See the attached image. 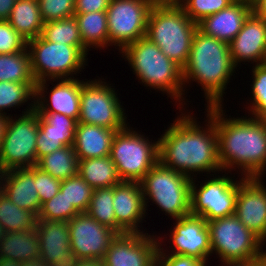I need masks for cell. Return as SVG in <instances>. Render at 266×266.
Listing matches in <instances>:
<instances>
[{"instance_id":"cell-45","label":"cell","mask_w":266,"mask_h":266,"mask_svg":"<svg viewBox=\"0 0 266 266\" xmlns=\"http://www.w3.org/2000/svg\"><path fill=\"white\" fill-rule=\"evenodd\" d=\"M111 0H75V13L106 11Z\"/></svg>"},{"instance_id":"cell-56","label":"cell","mask_w":266,"mask_h":266,"mask_svg":"<svg viewBox=\"0 0 266 266\" xmlns=\"http://www.w3.org/2000/svg\"><path fill=\"white\" fill-rule=\"evenodd\" d=\"M3 235H4V231H3L2 226H1V224H0V241H1L2 238H3Z\"/></svg>"},{"instance_id":"cell-48","label":"cell","mask_w":266,"mask_h":266,"mask_svg":"<svg viewBox=\"0 0 266 266\" xmlns=\"http://www.w3.org/2000/svg\"><path fill=\"white\" fill-rule=\"evenodd\" d=\"M77 266H104V262L99 259H80Z\"/></svg>"},{"instance_id":"cell-3","label":"cell","mask_w":266,"mask_h":266,"mask_svg":"<svg viewBox=\"0 0 266 266\" xmlns=\"http://www.w3.org/2000/svg\"><path fill=\"white\" fill-rule=\"evenodd\" d=\"M229 44L196 30L187 64L182 69L183 84L198 82L207 99V106L222 105L227 83L235 71Z\"/></svg>"},{"instance_id":"cell-49","label":"cell","mask_w":266,"mask_h":266,"mask_svg":"<svg viewBox=\"0 0 266 266\" xmlns=\"http://www.w3.org/2000/svg\"><path fill=\"white\" fill-rule=\"evenodd\" d=\"M152 6L180 5V0H147Z\"/></svg>"},{"instance_id":"cell-17","label":"cell","mask_w":266,"mask_h":266,"mask_svg":"<svg viewBox=\"0 0 266 266\" xmlns=\"http://www.w3.org/2000/svg\"><path fill=\"white\" fill-rule=\"evenodd\" d=\"M40 258L49 266H77L80 260L70 245L67 221L38 219Z\"/></svg>"},{"instance_id":"cell-51","label":"cell","mask_w":266,"mask_h":266,"mask_svg":"<svg viewBox=\"0 0 266 266\" xmlns=\"http://www.w3.org/2000/svg\"><path fill=\"white\" fill-rule=\"evenodd\" d=\"M257 259H251L246 261H225L224 266H251V264Z\"/></svg>"},{"instance_id":"cell-35","label":"cell","mask_w":266,"mask_h":266,"mask_svg":"<svg viewBox=\"0 0 266 266\" xmlns=\"http://www.w3.org/2000/svg\"><path fill=\"white\" fill-rule=\"evenodd\" d=\"M33 97L35 91L26 83L0 82V114L6 115L5 109L20 106Z\"/></svg>"},{"instance_id":"cell-20","label":"cell","mask_w":266,"mask_h":266,"mask_svg":"<svg viewBox=\"0 0 266 266\" xmlns=\"http://www.w3.org/2000/svg\"><path fill=\"white\" fill-rule=\"evenodd\" d=\"M113 207L116 217V232L143 233L139 223L145 216L144 197L140 182L122 181L113 186Z\"/></svg>"},{"instance_id":"cell-14","label":"cell","mask_w":266,"mask_h":266,"mask_svg":"<svg viewBox=\"0 0 266 266\" xmlns=\"http://www.w3.org/2000/svg\"><path fill=\"white\" fill-rule=\"evenodd\" d=\"M72 251L79 259L103 260L118 233L93 219L88 213H78L69 222Z\"/></svg>"},{"instance_id":"cell-12","label":"cell","mask_w":266,"mask_h":266,"mask_svg":"<svg viewBox=\"0 0 266 266\" xmlns=\"http://www.w3.org/2000/svg\"><path fill=\"white\" fill-rule=\"evenodd\" d=\"M231 178L226 175L210 178L197 190L196 178L192 177L190 214L207 222L234 215L239 186L247 177L243 176L240 181Z\"/></svg>"},{"instance_id":"cell-41","label":"cell","mask_w":266,"mask_h":266,"mask_svg":"<svg viewBox=\"0 0 266 266\" xmlns=\"http://www.w3.org/2000/svg\"><path fill=\"white\" fill-rule=\"evenodd\" d=\"M27 47V41L8 21H0V54L18 53Z\"/></svg>"},{"instance_id":"cell-40","label":"cell","mask_w":266,"mask_h":266,"mask_svg":"<svg viewBox=\"0 0 266 266\" xmlns=\"http://www.w3.org/2000/svg\"><path fill=\"white\" fill-rule=\"evenodd\" d=\"M44 23L74 17L75 0H38Z\"/></svg>"},{"instance_id":"cell-32","label":"cell","mask_w":266,"mask_h":266,"mask_svg":"<svg viewBox=\"0 0 266 266\" xmlns=\"http://www.w3.org/2000/svg\"><path fill=\"white\" fill-rule=\"evenodd\" d=\"M41 36L49 42L76 46L85 56L88 54L75 17L44 23Z\"/></svg>"},{"instance_id":"cell-16","label":"cell","mask_w":266,"mask_h":266,"mask_svg":"<svg viewBox=\"0 0 266 266\" xmlns=\"http://www.w3.org/2000/svg\"><path fill=\"white\" fill-rule=\"evenodd\" d=\"M260 177L246 178L238 189L234 215L239 221L266 241V187Z\"/></svg>"},{"instance_id":"cell-53","label":"cell","mask_w":266,"mask_h":266,"mask_svg":"<svg viewBox=\"0 0 266 266\" xmlns=\"http://www.w3.org/2000/svg\"><path fill=\"white\" fill-rule=\"evenodd\" d=\"M0 266H22V262L11 259L0 258Z\"/></svg>"},{"instance_id":"cell-36","label":"cell","mask_w":266,"mask_h":266,"mask_svg":"<svg viewBox=\"0 0 266 266\" xmlns=\"http://www.w3.org/2000/svg\"><path fill=\"white\" fill-rule=\"evenodd\" d=\"M40 130L54 137H75L77 121L60 113H38Z\"/></svg>"},{"instance_id":"cell-29","label":"cell","mask_w":266,"mask_h":266,"mask_svg":"<svg viewBox=\"0 0 266 266\" xmlns=\"http://www.w3.org/2000/svg\"><path fill=\"white\" fill-rule=\"evenodd\" d=\"M78 157L74 147L65 146L40 158L36 167L49 173L55 179L63 181L78 174Z\"/></svg>"},{"instance_id":"cell-42","label":"cell","mask_w":266,"mask_h":266,"mask_svg":"<svg viewBox=\"0 0 266 266\" xmlns=\"http://www.w3.org/2000/svg\"><path fill=\"white\" fill-rule=\"evenodd\" d=\"M34 182L41 205L53 198L59 191L62 181L34 166Z\"/></svg>"},{"instance_id":"cell-44","label":"cell","mask_w":266,"mask_h":266,"mask_svg":"<svg viewBox=\"0 0 266 266\" xmlns=\"http://www.w3.org/2000/svg\"><path fill=\"white\" fill-rule=\"evenodd\" d=\"M159 242L158 266H206V262L193 257L164 253Z\"/></svg>"},{"instance_id":"cell-47","label":"cell","mask_w":266,"mask_h":266,"mask_svg":"<svg viewBox=\"0 0 266 266\" xmlns=\"http://www.w3.org/2000/svg\"><path fill=\"white\" fill-rule=\"evenodd\" d=\"M252 12L259 18L266 21V0H255Z\"/></svg>"},{"instance_id":"cell-10","label":"cell","mask_w":266,"mask_h":266,"mask_svg":"<svg viewBox=\"0 0 266 266\" xmlns=\"http://www.w3.org/2000/svg\"><path fill=\"white\" fill-rule=\"evenodd\" d=\"M211 254L215 252L222 262L259 259L264 242L245 227L235 215L208 221ZM263 245V246H262Z\"/></svg>"},{"instance_id":"cell-33","label":"cell","mask_w":266,"mask_h":266,"mask_svg":"<svg viewBox=\"0 0 266 266\" xmlns=\"http://www.w3.org/2000/svg\"><path fill=\"white\" fill-rule=\"evenodd\" d=\"M112 203L113 187L96 188L93 191L86 213L101 225L116 231V217Z\"/></svg>"},{"instance_id":"cell-38","label":"cell","mask_w":266,"mask_h":266,"mask_svg":"<svg viewBox=\"0 0 266 266\" xmlns=\"http://www.w3.org/2000/svg\"><path fill=\"white\" fill-rule=\"evenodd\" d=\"M252 99L250 111L255 119L266 116V63L253 66Z\"/></svg>"},{"instance_id":"cell-26","label":"cell","mask_w":266,"mask_h":266,"mask_svg":"<svg viewBox=\"0 0 266 266\" xmlns=\"http://www.w3.org/2000/svg\"><path fill=\"white\" fill-rule=\"evenodd\" d=\"M7 21L26 41L39 37L44 21L38 0H16Z\"/></svg>"},{"instance_id":"cell-31","label":"cell","mask_w":266,"mask_h":266,"mask_svg":"<svg viewBox=\"0 0 266 266\" xmlns=\"http://www.w3.org/2000/svg\"><path fill=\"white\" fill-rule=\"evenodd\" d=\"M37 223L36 213L18 207L0 190V224L4 233L35 230Z\"/></svg>"},{"instance_id":"cell-4","label":"cell","mask_w":266,"mask_h":266,"mask_svg":"<svg viewBox=\"0 0 266 266\" xmlns=\"http://www.w3.org/2000/svg\"><path fill=\"white\" fill-rule=\"evenodd\" d=\"M197 29L180 5L152 6L145 37L183 69Z\"/></svg>"},{"instance_id":"cell-11","label":"cell","mask_w":266,"mask_h":266,"mask_svg":"<svg viewBox=\"0 0 266 266\" xmlns=\"http://www.w3.org/2000/svg\"><path fill=\"white\" fill-rule=\"evenodd\" d=\"M117 93L106 82L81 80L80 114L78 123L122 130L126 124L124 109Z\"/></svg>"},{"instance_id":"cell-2","label":"cell","mask_w":266,"mask_h":266,"mask_svg":"<svg viewBox=\"0 0 266 266\" xmlns=\"http://www.w3.org/2000/svg\"><path fill=\"white\" fill-rule=\"evenodd\" d=\"M207 117L215 125L218 160L222 170L235 168L241 176L260 177L266 169V125L262 119L223 117L222 105L207 106Z\"/></svg>"},{"instance_id":"cell-22","label":"cell","mask_w":266,"mask_h":266,"mask_svg":"<svg viewBox=\"0 0 266 266\" xmlns=\"http://www.w3.org/2000/svg\"><path fill=\"white\" fill-rule=\"evenodd\" d=\"M0 174V190L18 207L39 215L42 205L34 182V166Z\"/></svg>"},{"instance_id":"cell-30","label":"cell","mask_w":266,"mask_h":266,"mask_svg":"<svg viewBox=\"0 0 266 266\" xmlns=\"http://www.w3.org/2000/svg\"><path fill=\"white\" fill-rule=\"evenodd\" d=\"M26 83L34 91L36 81L32 75L27 47L18 53L0 54V82Z\"/></svg>"},{"instance_id":"cell-1","label":"cell","mask_w":266,"mask_h":266,"mask_svg":"<svg viewBox=\"0 0 266 266\" xmlns=\"http://www.w3.org/2000/svg\"><path fill=\"white\" fill-rule=\"evenodd\" d=\"M184 115L178 116L158 139L159 162L190 178L194 172L222 171L214 122L207 117L208 124L203 129L193 116Z\"/></svg>"},{"instance_id":"cell-19","label":"cell","mask_w":266,"mask_h":266,"mask_svg":"<svg viewBox=\"0 0 266 266\" xmlns=\"http://www.w3.org/2000/svg\"><path fill=\"white\" fill-rule=\"evenodd\" d=\"M72 77L73 79H58L59 83L57 82L56 86L54 85L50 90V102L47 101V95H45V89L47 90V79L38 82L35 87V97L33 98L34 110L37 113L64 114L78 122L80 114L81 81L75 79L73 75ZM48 102L49 104H47Z\"/></svg>"},{"instance_id":"cell-5","label":"cell","mask_w":266,"mask_h":266,"mask_svg":"<svg viewBox=\"0 0 266 266\" xmlns=\"http://www.w3.org/2000/svg\"><path fill=\"white\" fill-rule=\"evenodd\" d=\"M120 53H123L122 56L129 61L136 77L145 86L167 92L176 102L184 100L181 99L185 91L182 68L169 59L156 44L144 37L128 44Z\"/></svg>"},{"instance_id":"cell-39","label":"cell","mask_w":266,"mask_h":266,"mask_svg":"<svg viewBox=\"0 0 266 266\" xmlns=\"http://www.w3.org/2000/svg\"><path fill=\"white\" fill-rule=\"evenodd\" d=\"M232 3L231 0H183L180 6L186 15L198 24L204 18L227 8Z\"/></svg>"},{"instance_id":"cell-34","label":"cell","mask_w":266,"mask_h":266,"mask_svg":"<svg viewBox=\"0 0 266 266\" xmlns=\"http://www.w3.org/2000/svg\"><path fill=\"white\" fill-rule=\"evenodd\" d=\"M60 191L79 213L88 209L94 189L79 175L62 181Z\"/></svg>"},{"instance_id":"cell-9","label":"cell","mask_w":266,"mask_h":266,"mask_svg":"<svg viewBox=\"0 0 266 266\" xmlns=\"http://www.w3.org/2000/svg\"><path fill=\"white\" fill-rule=\"evenodd\" d=\"M32 75L36 83L47 79H72L68 77L84 69L86 56L76 47L53 43L41 35L27 41Z\"/></svg>"},{"instance_id":"cell-21","label":"cell","mask_w":266,"mask_h":266,"mask_svg":"<svg viewBox=\"0 0 266 266\" xmlns=\"http://www.w3.org/2000/svg\"><path fill=\"white\" fill-rule=\"evenodd\" d=\"M229 51L235 67L242 61L266 63V21L252 12L229 43Z\"/></svg>"},{"instance_id":"cell-6","label":"cell","mask_w":266,"mask_h":266,"mask_svg":"<svg viewBox=\"0 0 266 266\" xmlns=\"http://www.w3.org/2000/svg\"><path fill=\"white\" fill-rule=\"evenodd\" d=\"M191 180L192 178L167 168L158 161L140 181L145 208L151 198L154 204L174 219L188 216Z\"/></svg>"},{"instance_id":"cell-27","label":"cell","mask_w":266,"mask_h":266,"mask_svg":"<svg viewBox=\"0 0 266 266\" xmlns=\"http://www.w3.org/2000/svg\"><path fill=\"white\" fill-rule=\"evenodd\" d=\"M78 174L93 188H109L122 182L110 156L79 160Z\"/></svg>"},{"instance_id":"cell-55","label":"cell","mask_w":266,"mask_h":266,"mask_svg":"<svg viewBox=\"0 0 266 266\" xmlns=\"http://www.w3.org/2000/svg\"><path fill=\"white\" fill-rule=\"evenodd\" d=\"M234 3H243V4H247L248 6L253 7L255 0H231Z\"/></svg>"},{"instance_id":"cell-13","label":"cell","mask_w":266,"mask_h":266,"mask_svg":"<svg viewBox=\"0 0 266 266\" xmlns=\"http://www.w3.org/2000/svg\"><path fill=\"white\" fill-rule=\"evenodd\" d=\"M152 5L147 0H111L106 10L109 46L123 50L144 38Z\"/></svg>"},{"instance_id":"cell-46","label":"cell","mask_w":266,"mask_h":266,"mask_svg":"<svg viewBox=\"0 0 266 266\" xmlns=\"http://www.w3.org/2000/svg\"><path fill=\"white\" fill-rule=\"evenodd\" d=\"M16 0H0V21H7Z\"/></svg>"},{"instance_id":"cell-28","label":"cell","mask_w":266,"mask_h":266,"mask_svg":"<svg viewBox=\"0 0 266 266\" xmlns=\"http://www.w3.org/2000/svg\"><path fill=\"white\" fill-rule=\"evenodd\" d=\"M80 36L84 47L104 48L109 45L106 11L75 13Z\"/></svg>"},{"instance_id":"cell-43","label":"cell","mask_w":266,"mask_h":266,"mask_svg":"<svg viewBox=\"0 0 266 266\" xmlns=\"http://www.w3.org/2000/svg\"><path fill=\"white\" fill-rule=\"evenodd\" d=\"M74 138L75 137H54L53 135L45 134L39 129L36 140L37 161L57 149L65 146H72Z\"/></svg>"},{"instance_id":"cell-24","label":"cell","mask_w":266,"mask_h":266,"mask_svg":"<svg viewBox=\"0 0 266 266\" xmlns=\"http://www.w3.org/2000/svg\"><path fill=\"white\" fill-rule=\"evenodd\" d=\"M117 131L119 130L77 123L73 147L78 160L110 156Z\"/></svg>"},{"instance_id":"cell-18","label":"cell","mask_w":266,"mask_h":266,"mask_svg":"<svg viewBox=\"0 0 266 266\" xmlns=\"http://www.w3.org/2000/svg\"><path fill=\"white\" fill-rule=\"evenodd\" d=\"M171 231L172 254L193 257L206 262L211 255L210 231L207 221L199 216L189 214L176 219Z\"/></svg>"},{"instance_id":"cell-57","label":"cell","mask_w":266,"mask_h":266,"mask_svg":"<svg viewBox=\"0 0 266 266\" xmlns=\"http://www.w3.org/2000/svg\"><path fill=\"white\" fill-rule=\"evenodd\" d=\"M262 120L264 121V123L266 125V116Z\"/></svg>"},{"instance_id":"cell-37","label":"cell","mask_w":266,"mask_h":266,"mask_svg":"<svg viewBox=\"0 0 266 266\" xmlns=\"http://www.w3.org/2000/svg\"><path fill=\"white\" fill-rule=\"evenodd\" d=\"M78 213L73 204H69L65 195L59 191L53 198L42 204L38 219L69 222Z\"/></svg>"},{"instance_id":"cell-50","label":"cell","mask_w":266,"mask_h":266,"mask_svg":"<svg viewBox=\"0 0 266 266\" xmlns=\"http://www.w3.org/2000/svg\"><path fill=\"white\" fill-rule=\"evenodd\" d=\"M9 120V116L4 115V114H0V145L2 143V139L4 138L5 135V130L7 127V123Z\"/></svg>"},{"instance_id":"cell-54","label":"cell","mask_w":266,"mask_h":266,"mask_svg":"<svg viewBox=\"0 0 266 266\" xmlns=\"http://www.w3.org/2000/svg\"><path fill=\"white\" fill-rule=\"evenodd\" d=\"M266 253V252H265ZM251 266H266V254L263 255L261 258L255 260Z\"/></svg>"},{"instance_id":"cell-8","label":"cell","mask_w":266,"mask_h":266,"mask_svg":"<svg viewBox=\"0 0 266 266\" xmlns=\"http://www.w3.org/2000/svg\"><path fill=\"white\" fill-rule=\"evenodd\" d=\"M130 129L115 133L110 157L122 181L140 182L159 161V143Z\"/></svg>"},{"instance_id":"cell-23","label":"cell","mask_w":266,"mask_h":266,"mask_svg":"<svg viewBox=\"0 0 266 266\" xmlns=\"http://www.w3.org/2000/svg\"><path fill=\"white\" fill-rule=\"evenodd\" d=\"M251 13V6L233 2L227 8L201 20L198 23V29L208 36L229 44L242 29L244 21Z\"/></svg>"},{"instance_id":"cell-25","label":"cell","mask_w":266,"mask_h":266,"mask_svg":"<svg viewBox=\"0 0 266 266\" xmlns=\"http://www.w3.org/2000/svg\"><path fill=\"white\" fill-rule=\"evenodd\" d=\"M0 258L20 262L40 258V240L36 229L4 233L0 241Z\"/></svg>"},{"instance_id":"cell-52","label":"cell","mask_w":266,"mask_h":266,"mask_svg":"<svg viewBox=\"0 0 266 266\" xmlns=\"http://www.w3.org/2000/svg\"><path fill=\"white\" fill-rule=\"evenodd\" d=\"M22 266H49L45 261L41 258L38 259H31L22 262Z\"/></svg>"},{"instance_id":"cell-7","label":"cell","mask_w":266,"mask_h":266,"mask_svg":"<svg viewBox=\"0 0 266 266\" xmlns=\"http://www.w3.org/2000/svg\"><path fill=\"white\" fill-rule=\"evenodd\" d=\"M18 119L9 117L0 145V173L15 168L36 166V140L40 129V115L32 101Z\"/></svg>"},{"instance_id":"cell-15","label":"cell","mask_w":266,"mask_h":266,"mask_svg":"<svg viewBox=\"0 0 266 266\" xmlns=\"http://www.w3.org/2000/svg\"><path fill=\"white\" fill-rule=\"evenodd\" d=\"M155 240L148 233L118 234L105 253L104 266H158L159 240Z\"/></svg>"}]
</instances>
